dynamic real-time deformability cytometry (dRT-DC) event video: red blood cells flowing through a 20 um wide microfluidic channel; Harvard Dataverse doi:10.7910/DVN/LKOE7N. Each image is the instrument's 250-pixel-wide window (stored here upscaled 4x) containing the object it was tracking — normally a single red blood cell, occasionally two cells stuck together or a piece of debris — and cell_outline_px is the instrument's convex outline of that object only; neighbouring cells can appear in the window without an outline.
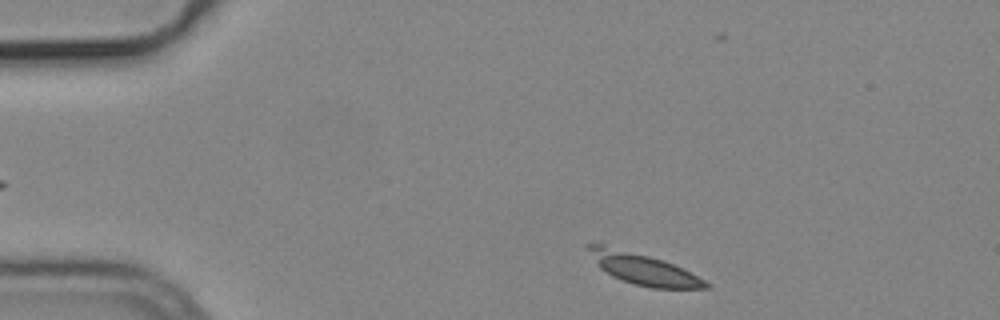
{"species": "common noctule bat (a hibernating species)", "species_latin": "Nyctalus noctula", "temperature_condition": "cold", "stored_images_in_passage": 31, "camera_frame_rate_fps": 3000, "um_per_image_px": 0.085, "animal": {"sex": "male", "body_mass_g": 19.2, "forearm_length_mm": 51.8}, "frame": {"image": 1, "passage_image": 2, "time_ms": 0.333, "image_size_px": [1000, 320], "cell_outline_px": [[712, 288], [652, 288], [636, 284], [612, 276], [600, 268], [584, 244], [596, 240], [664, 260], [712, 284]], "centroid_in_image_um": [54.58, 22.79], "position_along_channel_um": 30.4, "area_um2": 21.5}}
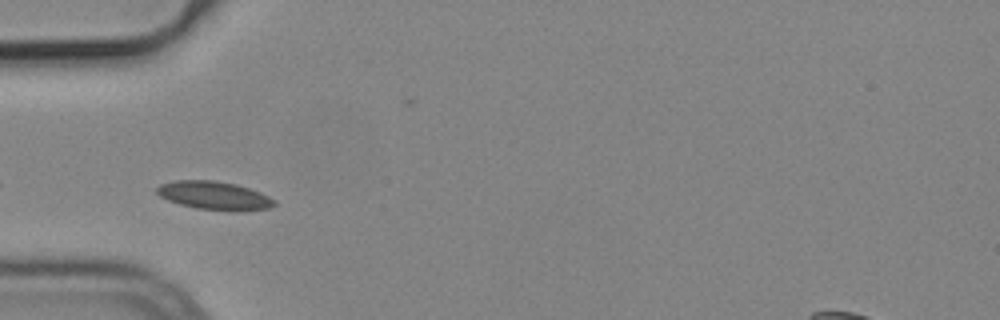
{"frame": {"image": 2, "passage_image": 10, "time_ms": 3.0, "image_size_px": [1000, 320], "cell_outline_px": [[276, 204], [268, 208], [240, 212], [232, 212], [196, 208], [180, 204], [168, 200], [160, 196], [156, 192], [156, 188], [160, 184], [176, 180], [212, 180], [236, 184], [260, 192], [276, 200]], "centroid_in_image_um": [18.23, 16.63], "position_along_channel_um": 66.8, "area_um2": 19.59}}
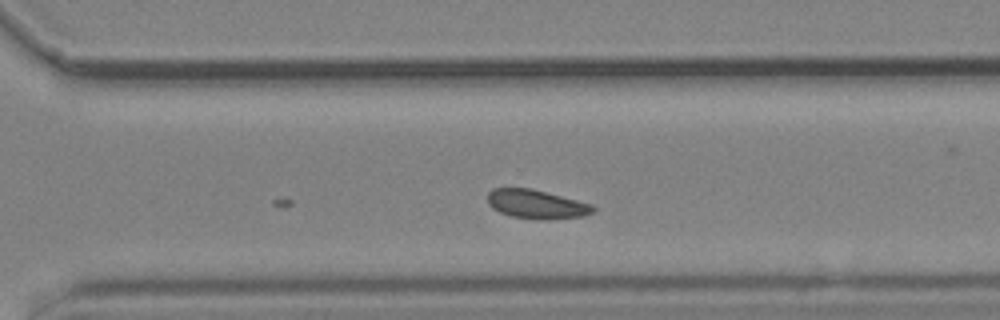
{"frame": {"image": 3, "passage_image": 31, "time_ms": 10.0, "image_size_px": [1000, 320], "cell_outline_px": [[596, 208], [592, 212], [584, 216], [512, 216], [500, 212], [492, 208], [488, 204], [488, 192], [492, 188], [532, 188], [592, 204]], "centroid_in_image_um": [45.54, 17.28], "position_along_channel_um": 325.1, "area_um2": 16.7}}